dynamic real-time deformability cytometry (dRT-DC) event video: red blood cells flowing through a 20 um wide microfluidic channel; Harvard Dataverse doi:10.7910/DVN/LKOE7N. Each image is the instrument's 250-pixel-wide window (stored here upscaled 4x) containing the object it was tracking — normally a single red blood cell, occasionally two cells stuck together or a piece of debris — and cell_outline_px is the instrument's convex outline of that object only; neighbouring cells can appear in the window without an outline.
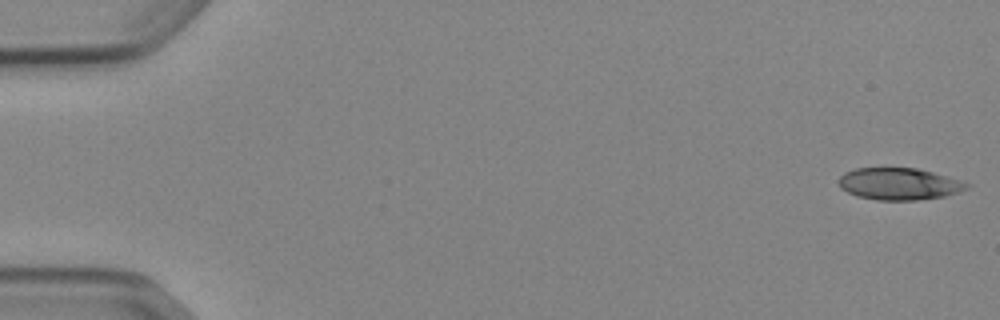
{"species": "Egyptian fruit bat (a non-hibernating species)", "species_latin": "Rousettus aegyptiacus", "temperature_condition": "cold", "stored_images_in_passage": 52, "camera_frame_rate_fps": 3000, "um_per_image_px": 0.085, "animal": {"sex": "female"}, "frame": {"image": 1, "passage_image": 1, "time_ms": 0.0, "image_size_px": [1000, 320], "cell_outline_px": [[972, 184], [968, 188], [944, 196], [916, 200], [876, 200], [856, 196], [840, 188], [840, 176], [844, 172], [856, 168], [916, 168], [948, 176]], "centroid_in_image_um": [76.42, 15.63], "position_along_channel_um": 8.6, "area_um2": 23.76}}
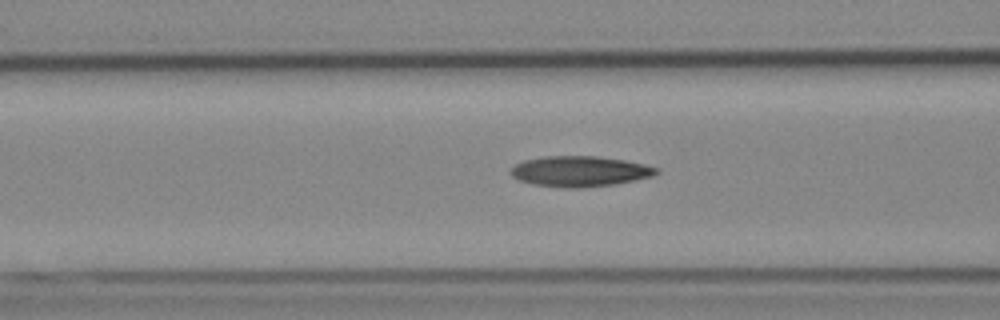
{"frame": {"image": 2, "passage_image": 21, "time_ms": 6.667, "image_size_px": [1000, 320], "cell_outline_px": [[660, 172], [652, 176], [636, 180], [616, 184], [584, 188], [564, 188], [532, 184], [516, 180], [508, 172], [516, 164], [524, 160], [544, 156], [596, 156], [624, 160], [644, 164], [660, 168]], "centroid_in_image_um": [49.28, 14.57], "position_along_channel_um": 117.3, "area_um2": 26.24}}
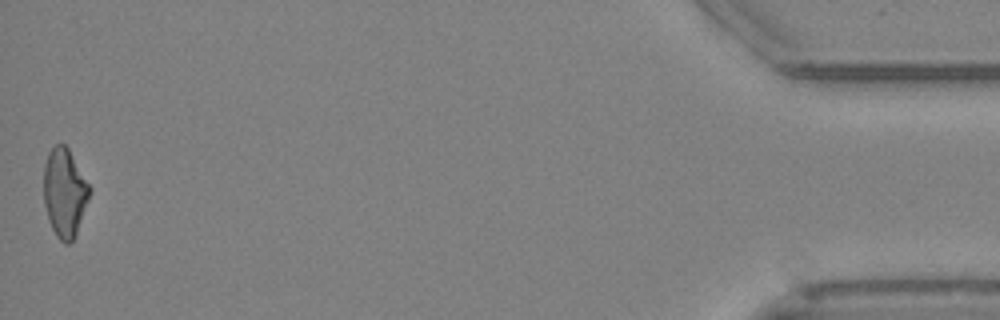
{"frame": {"image": 3, "passage_image": 52, "time_ms": 17.0, "image_size_px": [1000, 320], "cell_outline_px": [[92, 192], [76, 232], [72, 240], [68, 244], [64, 244], [56, 236], [48, 220], [44, 204], [44, 164], [48, 152], [56, 144], [64, 144], [68, 148], [92, 188]], "centroid_in_image_um": [5.5, 16.37], "position_along_channel_um": 429.7, "area_um2": 23.76}, "authors_computed_cell_mechanics": {"area_um2": 24.7095, "velocity_mm_per_s": 3.8914, "shape_relaxation_time_tau1_ms": 5.5662, "shape_relaxation_time_tau2_ms": 5.0586, "deformation_change_tau1": 0.1683, "deformation_change_tau2": 0.1475}}